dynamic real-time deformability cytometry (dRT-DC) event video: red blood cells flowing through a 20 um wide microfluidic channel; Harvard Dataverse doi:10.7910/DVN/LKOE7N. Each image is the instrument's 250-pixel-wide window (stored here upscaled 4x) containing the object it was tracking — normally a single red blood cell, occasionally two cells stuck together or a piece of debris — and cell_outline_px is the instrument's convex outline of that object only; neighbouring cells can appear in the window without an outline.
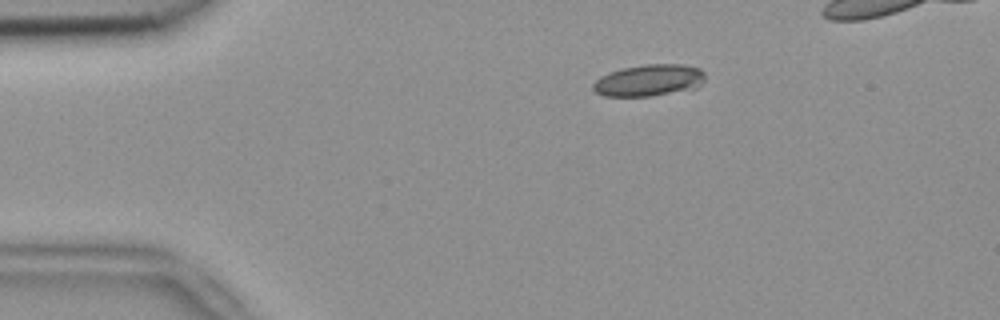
{"species": "common noctule bat (a hibernating species)", "species_latin": "Nyctalus noctula", "temperature_condition": "room temperature", "stored_images_in_passage": 47, "camera_frame_rate_fps": 3000, "um_per_image_px": 0.085, "animal": {"sex": "female", "body_mass_g": 18.4}, "frame": {"image": 1, "passage_image": 2, "time_ms": 0.333, "image_size_px": [1000, 320], "cell_outline_px": [[704, 80], [696, 88], [648, 96], [604, 96], [596, 92], [592, 88], [592, 84], [600, 76], [624, 68], [644, 64], [684, 64], [700, 68], [704, 72]], "centroid_in_image_um": [55.16, 6.82], "position_along_channel_um": 29.8, "area_um2": 20.52}}